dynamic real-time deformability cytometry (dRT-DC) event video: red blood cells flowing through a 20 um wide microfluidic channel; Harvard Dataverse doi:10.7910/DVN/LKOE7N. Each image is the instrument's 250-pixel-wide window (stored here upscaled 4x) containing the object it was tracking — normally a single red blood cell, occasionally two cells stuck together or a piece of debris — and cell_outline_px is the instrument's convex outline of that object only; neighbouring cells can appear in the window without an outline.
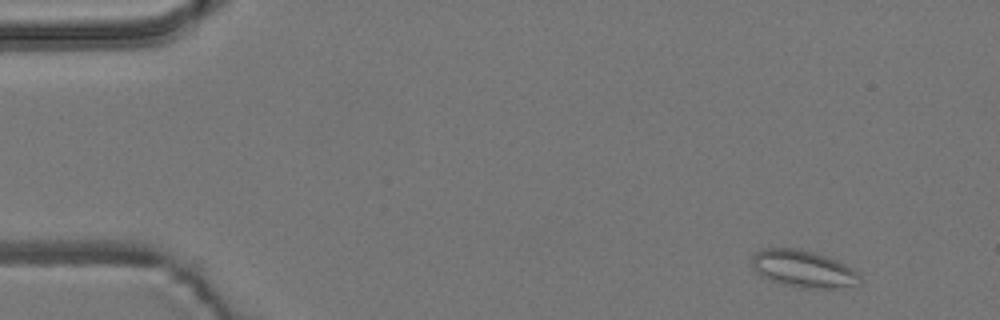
{"species": "common noctule bat (a hibernating species)", "species_latin": "Nyctalus noctula", "temperature_condition": "room temperature", "stored_images_in_passage": 4, "camera_frame_rate_fps": 3000, "um_per_image_px": 0.085, "animal": {"sex": "male", "body_mass_g": 19.2, "forearm_length_mm": 51.8}, "frame": {"image": 1, "passage_image": 1, "time_ms": 0.0, "image_size_px": [1000, 320], "cell_outline_px": [[860, 284], [836, 288], [800, 288], [780, 284], [768, 280], [756, 272], [752, 268], [752, 256], [756, 252], [764, 248], [800, 248], [828, 256], [852, 268], [860, 276]], "centroid_in_image_um": [68.25, 22.85], "position_along_channel_um": 16.7, "area_um2": 23.58}}
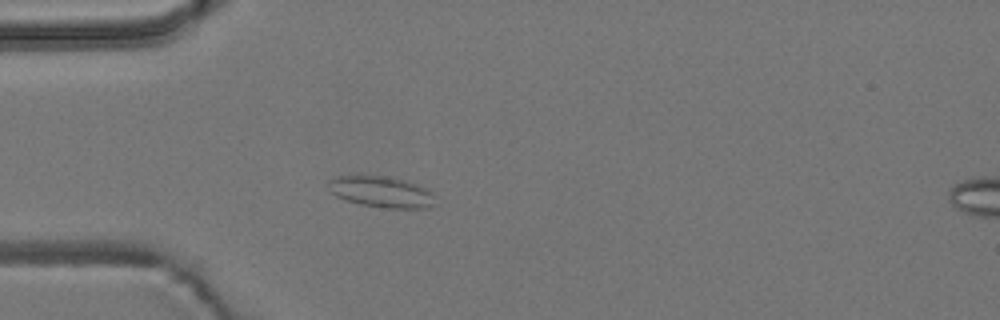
{"frame": {"image": 2, "passage_image": 4, "time_ms": 1.0, "image_size_px": [1000, 320], "cell_outline_px": [[432, 204], [428, 208], [388, 208], [360, 204], [344, 200], [336, 196], [332, 192], [328, 184], [336, 176], [360, 172], [384, 176], [404, 180], [416, 184], [424, 188], [432, 196]], "centroid_in_image_um": [32.3, 16.26], "position_along_channel_um": 52.7, "area_um2": 19.48}}